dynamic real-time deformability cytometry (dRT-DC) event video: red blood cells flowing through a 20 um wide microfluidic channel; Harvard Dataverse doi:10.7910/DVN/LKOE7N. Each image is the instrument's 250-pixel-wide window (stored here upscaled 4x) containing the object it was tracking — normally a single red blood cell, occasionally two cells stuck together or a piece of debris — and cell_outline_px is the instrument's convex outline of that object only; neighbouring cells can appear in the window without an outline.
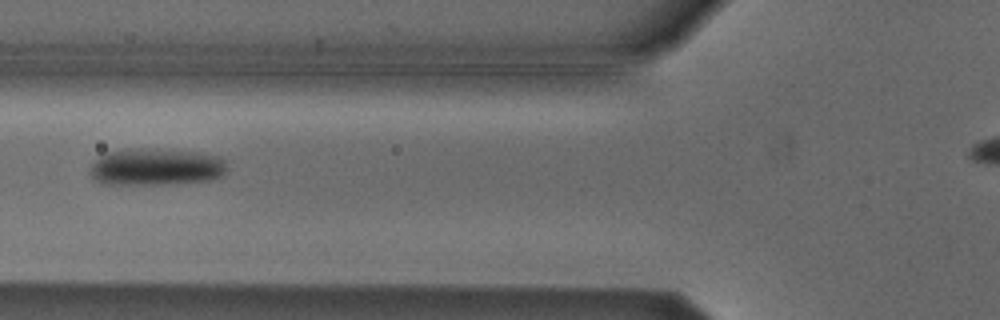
{"species": "Egyptian fruit bat (a non-hibernating species)", "species_latin": "Rousettus aegyptiacus", "temperature_condition": "cold", "stored_images_in_passage": 3, "camera_frame_rate_fps": 3000, "um_per_image_px": 0.085, "animal": {"sex": "male"}, "frame": {"image": 1, "passage_image": 3, "time_ms": 0.667, "image_size_px": [1000, 320], "cell_outline_px": [[224, 172], [220, 176], [208, 180], [164, 184], [100, 184], [92, 176], [92, 164], [100, 156], [108, 152], [136, 148], [140, 148], [200, 152], [220, 156], [224, 160]], "centroid_in_image_um": [13.25, 14.18], "position_along_channel_um": 112.5, "area_um2": 29.19}}